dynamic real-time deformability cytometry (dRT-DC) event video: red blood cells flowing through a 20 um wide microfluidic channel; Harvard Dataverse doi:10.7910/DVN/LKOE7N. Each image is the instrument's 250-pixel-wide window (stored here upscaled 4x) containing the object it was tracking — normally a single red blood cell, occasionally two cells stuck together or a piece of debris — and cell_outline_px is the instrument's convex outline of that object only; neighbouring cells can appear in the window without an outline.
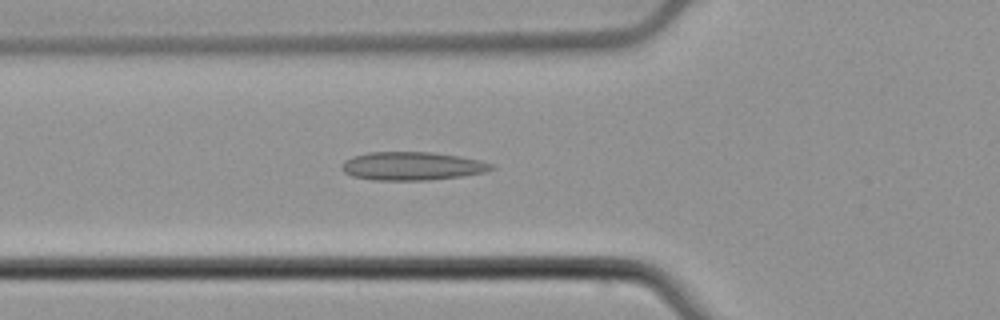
{"species": "common noctule bat (a hibernating species)", "species_latin": "Nyctalus noctula", "temperature_condition": "cold", "stored_images_in_passage": 48, "camera_frame_rate_fps": 3000, "um_per_image_px": 0.085, "animal": {"sex": "male", "body_mass_g": 21.5, "forearm_length_mm": 52.0}, "frame": {"image": 1, "passage_image": 18, "time_ms": 5.667, "image_size_px": [1000, 320], "cell_outline_px": [[496, 168], [484, 172], [464, 176], [428, 180], [372, 180], [352, 176], [344, 172], [340, 168], [340, 164], [344, 160], [352, 156], [368, 152], [432, 152], [460, 156], [480, 160], [492, 164]], "centroid_in_image_um": [35.0, 14.11], "position_along_channel_um": 90.8, "area_um2": 24.97}}
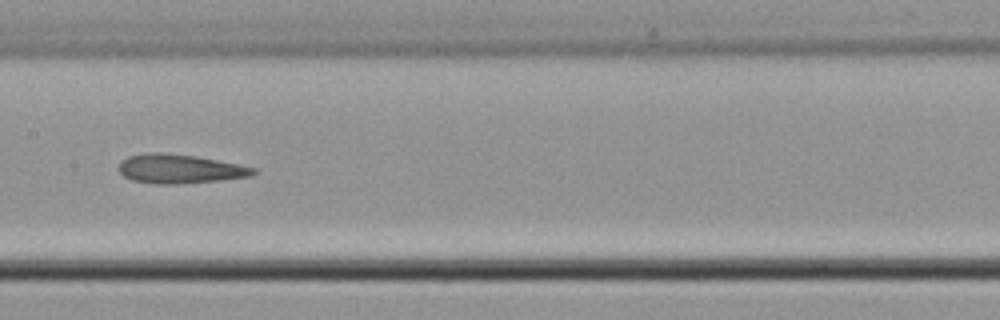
{"frame": {"image": 2, "passage_image": 26, "time_ms": 8.333, "image_size_px": [1000, 320], "cell_outline_px": [[260, 172], [252, 176], [220, 180], [176, 184], [152, 184], [132, 180], [124, 176], [120, 172], [120, 164], [128, 156], [144, 152], [164, 152], [196, 156], [256, 168]], "centroid_in_image_um": [15.3, 14.35], "position_along_channel_um": 192.1, "area_um2": 22.83}}
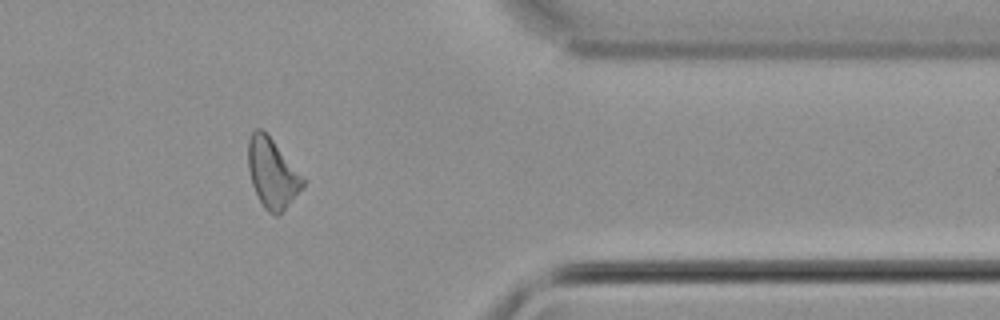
{"frame": {"image": 3, "passage_image": 43, "time_ms": 14.0, "image_size_px": [1000, 320], "cell_outline_px": [[304, 188], [280, 216], [276, 216], [268, 212], [264, 208], [252, 184], [248, 168], [248, 140], [252, 132], [256, 128], [260, 128], [272, 140], [304, 180]], "centroid_in_image_um": [23.13, 14.79], "position_along_channel_um": 388.3, "area_um2": 21.79}, "authors_computed_cell_mechanics": {"area_um2": 23.0044, "velocity_mm_per_s": 3.7861, "shape_relaxation_time_tau1_ms": 7.5997, "shape_relaxation_time_tau2_ms": 2.877, "deformation_change_tau1": 0.1396, "deformation_change_tau2": 0.1306}}